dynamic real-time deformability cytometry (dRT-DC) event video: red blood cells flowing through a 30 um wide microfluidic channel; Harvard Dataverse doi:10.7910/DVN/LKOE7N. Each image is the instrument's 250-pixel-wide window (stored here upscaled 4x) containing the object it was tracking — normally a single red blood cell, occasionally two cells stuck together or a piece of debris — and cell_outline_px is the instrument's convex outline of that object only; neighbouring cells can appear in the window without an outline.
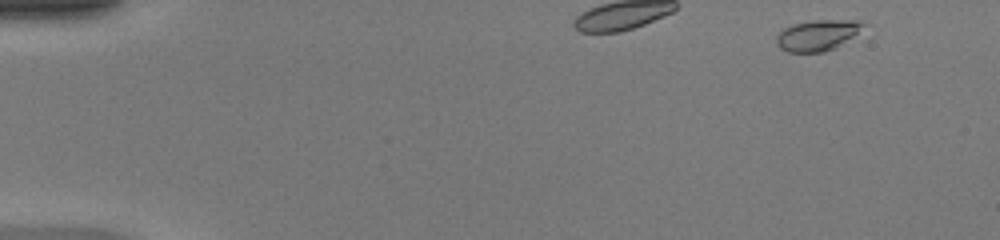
{"species": "common noctule bat (a hibernating species)", "species_latin": "Nyctalus noctula", "temperature_condition": "warm", "stored_images_in_passage": 35, "camera_frame_rate_fps": 3000, "um_per_image_px": 0.085, "animal": {"sex": "female", "body_mass_g": 20.0, "forearm_length_mm": 54.0}, "frame": {"image": 1, "passage_image": 1, "time_ms": 0.0, "image_size_px": [1000, 240], "cell_outline_px": [[864, 24], [852, 36], [836, 48], [824, 52], [788, 52], [780, 48], [776, 44], [776, 36], [784, 28], [796, 24], [812, 20], [856, 20]], "centroid_in_image_um": [69.42, 3.01], "position_along_channel_um": 15.6, "area_um2": 15.26}}
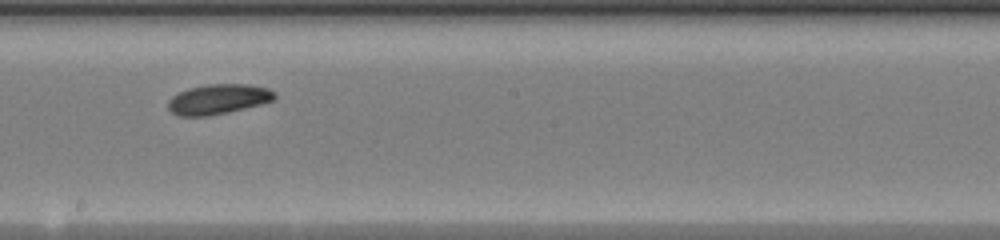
{"frame": {"image": 2, "passage_image": 20, "time_ms": 6.333, "image_size_px": [1000, 240], "cell_outline_px": [[276, 100], [228, 112], [208, 116], [180, 116], [172, 112], [168, 108], [168, 100], [172, 96], [188, 88], [208, 84], [248, 84], [268, 88], [276, 92]], "centroid_in_image_um": [18.57, 8.42], "position_along_channel_um": 229.6, "area_um2": 18.67}}
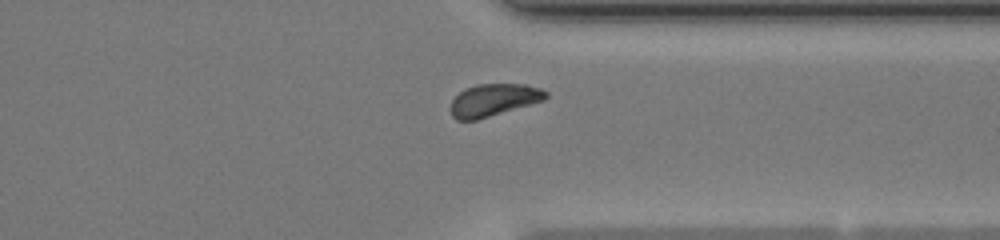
{"frame": {"image": 3, "passage_image": 30, "time_ms": 9.667, "image_size_px": [1000, 240], "cell_outline_px": [[548, 96], [544, 100], [476, 120], [456, 120], [452, 116], [448, 108], [452, 100], [464, 88], [476, 84], [524, 84], [540, 88], [548, 92]], "centroid_in_image_um": [41.92, 8.49], "position_along_channel_um": 369.5, "area_um2": 17.98}}